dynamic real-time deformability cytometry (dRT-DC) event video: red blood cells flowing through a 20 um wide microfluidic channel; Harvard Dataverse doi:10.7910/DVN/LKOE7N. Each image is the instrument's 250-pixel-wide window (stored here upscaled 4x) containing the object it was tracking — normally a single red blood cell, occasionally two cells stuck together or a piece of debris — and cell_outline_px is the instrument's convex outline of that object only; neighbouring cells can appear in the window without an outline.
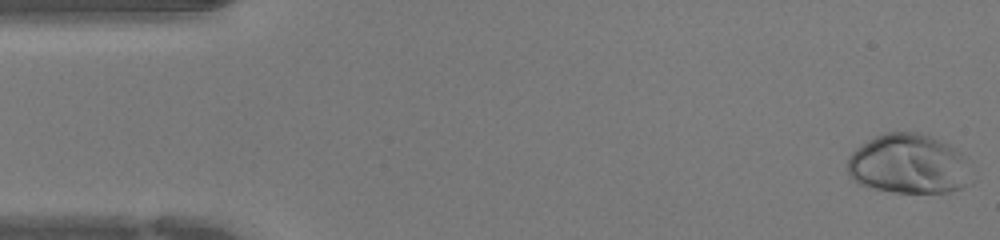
{"species": "human", "species_latin": "Homo sapiens", "temperature_condition": "warm", "stored_images_in_passage": 44, "camera_frame_rate_fps": 3000, "um_per_image_px": 0.085, "donor": {"sex": "female"}, "frame": {"image": 1, "passage_image": 1, "time_ms": 0.0, "image_size_px": [1000, 240], "cell_outline_px": [[976, 180], [972, 184], [948, 192], [892, 192], [856, 184], [852, 180], [848, 172], [848, 156], [860, 144], [884, 132], [920, 132], [940, 140], [956, 148], [968, 156], [972, 160]], "centroid_in_image_um": [77.35, 13.95], "position_along_channel_um": 7.6, "area_um2": 44.56}}
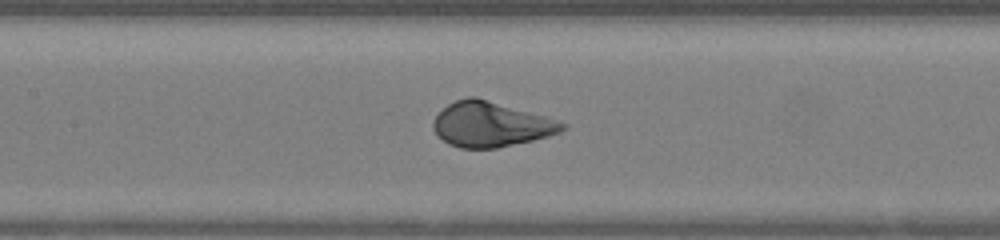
{"frame": {"image": 2, "passage_image": 20, "time_ms": 6.333, "image_size_px": [1000, 240], "cell_outline_px": [[568, 128], [560, 132], [548, 136], [532, 140], [496, 148], [460, 148], [448, 144], [432, 128], [432, 120], [448, 104], [456, 100], [468, 96], [476, 96], [544, 116], [568, 124]], "centroid_in_image_um": [41.72, 10.56], "position_along_channel_um": 165.7, "area_um2": 33.64}}
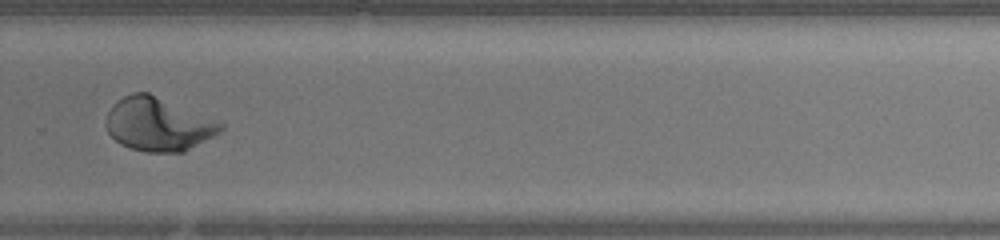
{"frame": {"image": 3, "passage_image": 30, "time_ms": 9.667, "image_size_px": [1000, 240], "cell_outline_px": [[224, 128], [220, 132], [184, 152], [144, 152], [128, 148], [120, 144], [108, 132], [104, 124], [108, 112], [124, 96], [132, 92], [148, 92], [224, 124]], "centroid_in_image_um": [13.42, 10.59], "position_along_channel_um": 316.4, "area_um2": 35.26}}